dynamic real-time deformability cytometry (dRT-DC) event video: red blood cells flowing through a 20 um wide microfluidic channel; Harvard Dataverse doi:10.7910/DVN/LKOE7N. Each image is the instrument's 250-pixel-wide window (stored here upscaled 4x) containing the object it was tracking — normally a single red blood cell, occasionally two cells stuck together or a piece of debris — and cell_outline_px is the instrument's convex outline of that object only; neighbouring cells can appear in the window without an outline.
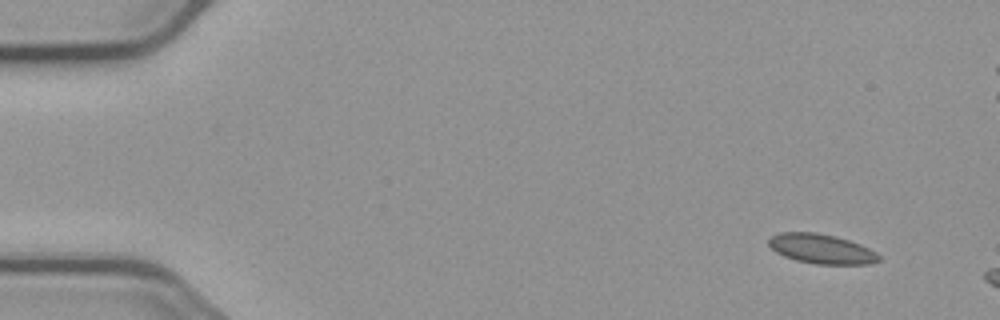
{"species": "common noctule bat (a hibernating species)", "species_latin": "Nyctalus noctula", "temperature_condition": "cold", "stored_images_in_passage": 6, "segment_of_instrument_passage": [2, 2], "camera_frame_rate_fps": 3000, "um_per_image_px": 0.085, "animal": {"sex": "male", "body_mass_g": 23.1, "forearm_length_mm": 52.7}, "frame": {"image": 1, "passage_image": 6, "time_ms": 6.667, "image_size_px": [1000, 320], "cell_outline_px": [[880, 260], [872, 264], [816, 264], [796, 260], [784, 256], [776, 252], [768, 244], [768, 240], [772, 236], [780, 232], [816, 232], [836, 236], [860, 244], [876, 252], [880, 256]], "centroid_in_image_um": [69.83, 21.15], "position_along_channel_um": 15.2, "area_um2": 19.02}}